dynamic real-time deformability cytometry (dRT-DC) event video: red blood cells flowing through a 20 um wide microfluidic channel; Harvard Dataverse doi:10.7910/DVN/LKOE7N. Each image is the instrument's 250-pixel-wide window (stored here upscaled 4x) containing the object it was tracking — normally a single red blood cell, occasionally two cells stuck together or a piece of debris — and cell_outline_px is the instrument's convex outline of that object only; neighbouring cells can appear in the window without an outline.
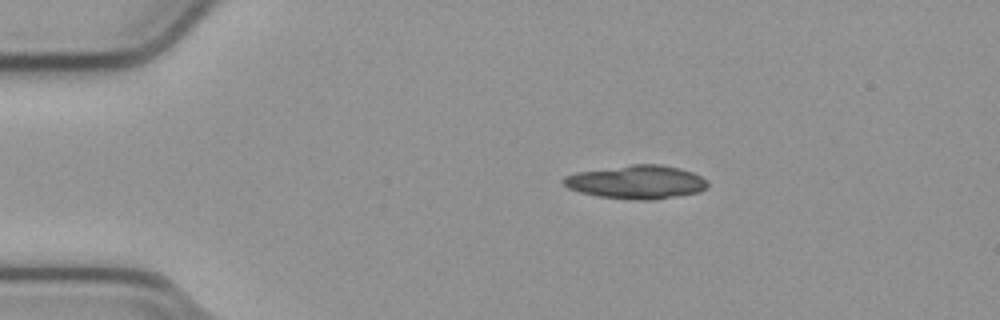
{"species": "common noctule bat (a hibernating species)", "species_latin": "Nyctalus noctula", "temperature_condition": "cold", "stored_images_in_passage": 44, "camera_frame_rate_fps": 3000, "um_per_image_px": 0.085, "animal": {"sex": "male", "body_mass_g": 23.1, "forearm_length_mm": 52.7}, "frame": {"image": 1, "passage_image": 1, "time_ms": 0.0, "image_size_px": [1000, 320], "cell_outline_px": [[708, 188], [700, 192], [648, 200], [640, 200], [596, 196], [580, 192], [568, 188], [560, 180], [564, 176], [576, 172], [632, 164], [660, 164], [680, 168], [692, 172], [708, 180]], "centroid_in_image_um": [54.1, 15.46], "position_along_channel_um": 30.9, "area_um2": 28.21}}